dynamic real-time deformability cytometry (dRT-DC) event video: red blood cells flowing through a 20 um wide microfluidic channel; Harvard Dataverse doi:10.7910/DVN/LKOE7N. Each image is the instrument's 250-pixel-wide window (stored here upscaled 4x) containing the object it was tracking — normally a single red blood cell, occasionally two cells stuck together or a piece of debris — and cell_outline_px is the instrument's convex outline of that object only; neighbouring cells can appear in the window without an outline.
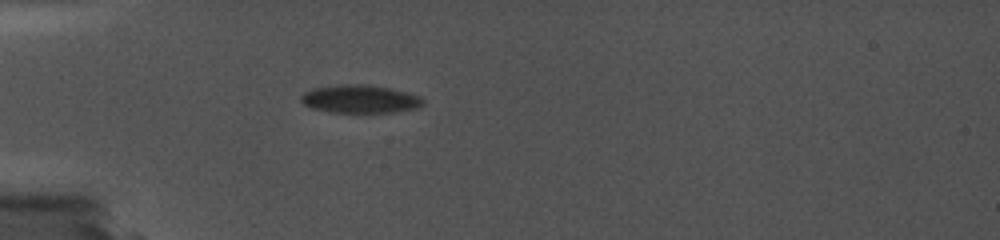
{"species": "common noctule bat (a hibernating species)", "species_latin": "Nyctalus noctula", "temperature_condition": "cold", "stored_images_in_passage": 3, "camera_frame_rate_fps": 5000, "um_per_image_px": 0.085, "animal": {"sex": "female", "body_mass_g": 19.0, "forearm_length_mm": 56.7}, "frame": {"image": 1, "passage_image": 2, "time_ms": 0.6, "image_size_px": [1000, 240], "cell_outline_px": [[416, 104], [392, 112], [336, 112], [316, 108], [308, 104], [304, 100], [304, 96], [312, 92], [324, 88], [376, 88], [408, 96], [416, 100]], "centroid_in_image_um": [30.44, 8.52], "position_along_channel_um": 54.6, "area_um2": 15.78}}